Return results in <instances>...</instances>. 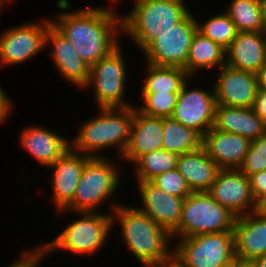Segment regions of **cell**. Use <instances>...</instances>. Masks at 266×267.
Segmentation results:
<instances>
[{
  "label": "cell",
  "mask_w": 266,
  "mask_h": 267,
  "mask_svg": "<svg viewBox=\"0 0 266 267\" xmlns=\"http://www.w3.org/2000/svg\"><path fill=\"white\" fill-rule=\"evenodd\" d=\"M251 140L213 127L204 134L202 147L220 169H238L243 163Z\"/></svg>",
  "instance_id": "cell-19"
},
{
  "label": "cell",
  "mask_w": 266,
  "mask_h": 267,
  "mask_svg": "<svg viewBox=\"0 0 266 267\" xmlns=\"http://www.w3.org/2000/svg\"><path fill=\"white\" fill-rule=\"evenodd\" d=\"M177 169L192 192L208 191L220 170L203 147L180 154Z\"/></svg>",
  "instance_id": "cell-24"
},
{
  "label": "cell",
  "mask_w": 266,
  "mask_h": 267,
  "mask_svg": "<svg viewBox=\"0 0 266 267\" xmlns=\"http://www.w3.org/2000/svg\"><path fill=\"white\" fill-rule=\"evenodd\" d=\"M264 10H265V17H266V0H263Z\"/></svg>",
  "instance_id": "cell-44"
},
{
  "label": "cell",
  "mask_w": 266,
  "mask_h": 267,
  "mask_svg": "<svg viewBox=\"0 0 266 267\" xmlns=\"http://www.w3.org/2000/svg\"><path fill=\"white\" fill-rule=\"evenodd\" d=\"M164 267H178L177 265H175L174 263H170V264H167L166 266Z\"/></svg>",
  "instance_id": "cell-43"
},
{
  "label": "cell",
  "mask_w": 266,
  "mask_h": 267,
  "mask_svg": "<svg viewBox=\"0 0 266 267\" xmlns=\"http://www.w3.org/2000/svg\"><path fill=\"white\" fill-rule=\"evenodd\" d=\"M69 1H56L57 7L63 12L55 14V19L50 18L51 24L91 67L120 44L121 15L107 6L70 11L72 3Z\"/></svg>",
  "instance_id": "cell-1"
},
{
  "label": "cell",
  "mask_w": 266,
  "mask_h": 267,
  "mask_svg": "<svg viewBox=\"0 0 266 267\" xmlns=\"http://www.w3.org/2000/svg\"><path fill=\"white\" fill-rule=\"evenodd\" d=\"M191 79L183 84L171 117L203 137L214 124L217 105L215 93L212 88L209 91L201 87L190 88L188 82Z\"/></svg>",
  "instance_id": "cell-12"
},
{
  "label": "cell",
  "mask_w": 266,
  "mask_h": 267,
  "mask_svg": "<svg viewBox=\"0 0 266 267\" xmlns=\"http://www.w3.org/2000/svg\"><path fill=\"white\" fill-rule=\"evenodd\" d=\"M120 44L90 67L85 88L93 87L97 107H131L125 100L127 65Z\"/></svg>",
  "instance_id": "cell-9"
},
{
  "label": "cell",
  "mask_w": 266,
  "mask_h": 267,
  "mask_svg": "<svg viewBox=\"0 0 266 267\" xmlns=\"http://www.w3.org/2000/svg\"><path fill=\"white\" fill-rule=\"evenodd\" d=\"M233 232L237 258L253 260L266 254V216L258 210L236 217Z\"/></svg>",
  "instance_id": "cell-22"
},
{
  "label": "cell",
  "mask_w": 266,
  "mask_h": 267,
  "mask_svg": "<svg viewBox=\"0 0 266 267\" xmlns=\"http://www.w3.org/2000/svg\"><path fill=\"white\" fill-rule=\"evenodd\" d=\"M163 135V118L144 115L135 105L130 140L121 158L133 164L140 156L161 149Z\"/></svg>",
  "instance_id": "cell-20"
},
{
  "label": "cell",
  "mask_w": 266,
  "mask_h": 267,
  "mask_svg": "<svg viewBox=\"0 0 266 267\" xmlns=\"http://www.w3.org/2000/svg\"><path fill=\"white\" fill-rule=\"evenodd\" d=\"M89 158L69 148L56 162L46 167L53 169L49 180L56 212L64 210L73 201L82 170Z\"/></svg>",
  "instance_id": "cell-15"
},
{
  "label": "cell",
  "mask_w": 266,
  "mask_h": 267,
  "mask_svg": "<svg viewBox=\"0 0 266 267\" xmlns=\"http://www.w3.org/2000/svg\"><path fill=\"white\" fill-rule=\"evenodd\" d=\"M19 146L41 166L56 162L70 148V140L44 126H25L19 135Z\"/></svg>",
  "instance_id": "cell-18"
},
{
  "label": "cell",
  "mask_w": 266,
  "mask_h": 267,
  "mask_svg": "<svg viewBox=\"0 0 266 267\" xmlns=\"http://www.w3.org/2000/svg\"><path fill=\"white\" fill-rule=\"evenodd\" d=\"M49 18L6 28L0 35V66L25 63L46 48Z\"/></svg>",
  "instance_id": "cell-11"
},
{
  "label": "cell",
  "mask_w": 266,
  "mask_h": 267,
  "mask_svg": "<svg viewBox=\"0 0 266 267\" xmlns=\"http://www.w3.org/2000/svg\"><path fill=\"white\" fill-rule=\"evenodd\" d=\"M253 197L257 203L266 197V170L249 176Z\"/></svg>",
  "instance_id": "cell-35"
},
{
  "label": "cell",
  "mask_w": 266,
  "mask_h": 267,
  "mask_svg": "<svg viewBox=\"0 0 266 267\" xmlns=\"http://www.w3.org/2000/svg\"><path fill=\"white\" fill-rule=\"evenodd\" d=\"M255 267H266V254L253 259Z\"/></svg>",
  "instance_id": "cell-40"
},
{
  "label": "cell",
  "mask_w": 266,
  "mask_h": 267,
  "mask_svg": "<svg viewBox=\"0 0 266 267\" xmlns=\"http://www.w3.org/2000/svg\"><path fill=\"white\" fill-rule=\"evenodd\" d=\"M109 157H90L86 161L73 201L64 210L58 211L57 215L69 211L96 212L103 202L114 196L121 186V171L114 159Z\"/></svg>",
  "instance_id": "cell-6"
},
{
  "label": "cell",
  "mask_w": 266,
  "mask_h": 267,
  "mask_svg": "<svg viewBox=\"0 0 266 267\" xmlns=\"http://www.w3.org/2000/svg\"><path fill=\"white\" fill-rule=\"evenodd\" d=\"M12 2L11 0H0V15H1V11H2V8L7 4V3H10Z\"/></svg>",
  "instance_id": "cell-42"
},
{
  "label": "cell",
  "mask_w": 266,
  "mask_h": 267,
  "mask_svg": "<svg viewBox=\"0 0 266 267\" xmlns=\"http://www.w3.org/2000/svg\"><path fill=\"white\" fill-rule=\"evenodd\" d=\"M236 216L207 191L191 192L184 200L179 226L171 233L182 239L208 233L233 231Z\"/></svg>",
  "instance_id": "cell-7"
},
{
  "label": "cell",
  "mask_w": 266,
  "mask_h": 267,
  "mask_svg": "<svg viewBox=\"0 0 266 267\" xmlns=\"http://www.w3.org/2000/svg\"><path fill=\"white\" fill-rule=\"evenodd\" d=\"M222 267H232V263H230V264H227V265H225V266H222Z\"/></svg>",
  "instance_id": "cell-46"
},
{
  "label": "cell",
  "mask_w": 266,
  "mask_h": 267,
  "mask_svg": "<svg viewBox=\"0 0 266 267\" xmlns=\"http://www.w3.org/2000/svg\"><path fill=\"white\" fill-rule=\"evenodd\" d=\"M238 169L247 177L266 170V134L251 141L249 151Z\"/></svg>",
  "instance_id": "cell-32"
},
{
  "label": "cell",
  "mask_w": 266,
  "mask_h": 267,
  "mask_svg": "<svg viewBox=\"0 0 266 267\" xmlns=\"http://www.w3.org/2000/svg\"><path fill=\"white\" fill-rule=\"evenodd\" d=\"M178 156L163 148L140 156L133 163L137 182L151 181L159 174L176 169Z\"/></svg>",
  "instance_id": "cell-29"
},
{
  "label": "cell",
  "mask_w": 266,
  "mask_h": 267,
  "mask_svg": "<svg viewBox=\"0 0 266 267\" xmlns=\"http://www.w3.org/2000/svg\"><path fill=\"white\" fill-rule=\"evenodd\" d=\"M151 182L163 191L183 199L192 192L177 168L157 175Z\"/></svg>",
  "instance_id": "cell-33"
},
{
  "label": "cell",
  "mask_w": 266,
  "mask_h": 267,
  "mask_svg": "<svg viewBox=\"0 0 266 267\" xmlns=\"http://www.w3.org/2000/svg\"><path fill=\"white\" fill-rule=\"evenodd\" d=\"M225 64L257 74L266 64V33L237 32L226 49Z\"/></svg>",
  "instance_id": "cell-21"
},
{
  "label": "cell",
  "mask_w": 266,
  "mask_h": 267,
  "mask_svg": "<svg viewBox=\"0 0 266 267\" xmlns=\"http://www.w3.org/2000/svg\"><path fill=\"white\" fill-rule=\"evenodd\" d=\"M147 74L140 93H179L189 80L188 73L179 67L156 66L146 62Z\"/></svg>",
  "instance_id": "cell-26"
},
{
  "label": "cell",
  "mask_w": 266,
  "mask_h": 267,
  "mask_svg": "<svg viewBox=\"0 0 266 267\" xmlns=\"http://www.w3.org/2000/svg\"><path fill=\"white\" fill-rule=\"evenodd\" d=\"M137 184L142 206L136 208L172 233L179 226L185 199L163 191L151 181L137 182Z\"/></svg>",
  "instance_id": "cell-16"
},
{
  "label": "cell",
  "mask_w": 266,
  "mask_h": 267,
  "mask_svg": "<svg viewBox=\"0 0 266 267\" xmlns=\"http://www.w3.org/2000/svg\"><path fill=\"white\" fill-rule=\"evenodd\" d=\"M197 23L199 32L224 49L230 46L238 32L235 23L225 11L209 17L205 22L200 23L197 19Z\"/></svg>",
  "instance_id": "cell-30"
},
{
  "label": "cell",
  "mask_w": 266,
  "mask_h": 267,
  "mask_svg": "<svg viewBox=\"0 0 266 267\" xmlns=\"http://www.w3.org/2000/svg\"><path fill=\"white\" fill-rule=\"evenodd\" d=\"M134 106L99 107L97 116L81 123L77 135L70 139V148L90 157H105L103 150L116 147L121 159L130 140Z\"/></svg>",
  "instance_id": "cell-3"
},
{
  "label": "cell",
  "mask_w": 266,
  "mask_h": 267,
  "mask_svg": "<svg viewBox=\"0 0 266 267\" xmlns=\"http://www.w3.org/2000/svg\"><path fill=\"white\" fill-rule=\"evenodd\" d=\"M232 267H255V264L253 260L240 259L236 257L232 262Z\"/></svg>",
  "instance_id": "cell-38"
},
{
  "label": "cell",
  "mask_w": 266,
  "mask_h": 267,
  "mask_svg": "<svg viewBox=\"0 0 266 267\" xmlns=\"http://www.w3.org/2000/svg\"><path fill=\"white\" fill-rule=\"evenodd\" d=\"M112 228L121 227L127 249L144 267H164L173 263L171 233L135 206L119 204L111 213ZM171 247V248H170Z\"/></svg>",
  "instance_id": "cell-2"
},
{
  "label": "cell",
  "mask_w": 266,
  "mask_h": 267,
  "mask_svg": "<svg viewBox=\"0 0 266 267\" xmlns=\"http://www.w3.org/2000/svg\"><path fill=\"white\" fill-rule=\"evenodd\" d=\"M173 263L178 267H222L235 256L233 231L208 233L175 239Z\"/></svg>",
  "instance_id": "cell-8"
},
{
  "label": "cell",
  "mask_w": 266,
  "mask_h": 267,
  "mask_svg": "<svg viewBox=\"0 0 266 267\" xmlns=\"http://www.w3.org/2000/svg\"><path fill=\"white\" fill-rule=\"evenodd\" d=\"M213 81L216 104L252 108L257 89V74L223 65Z\"/></svg>",
  "instance_id": "cell-14"
},
{
  "label": "cell",
  "mask_w": 266,
  "mask_h": 267,
  "mask_svg": "<svg viewBox=\"0 0 266 267\" xmlns=\"http://www.w3.org/2000/svg\"><path fill=\"white\" fill-rule=\"evenodd\" d=\"M143 102L136 108L147 116L167 118L173 115L179 93H140Z\"/></svg>",
  "instance_id": "cell-31"
},
{
  "label": "cell",
  "mask_w": 266,
  "mask_h": 267,
  "mask_svg": "<svg viewBox=\"0 0 266 267\" xmlns=\"http://www.w3.org/2000/svg\"><path fill=\"white\" fill-rule=\"evenodd\" d=\"M258 88L266 89V64L257 73Z\"/></svg>",
  "instance_id": "cell-39"
},
{
  "label": "cell",
  "mask_w": 266,
  "mask_h": 267,
  "mask_svg": "<svg viewBox=\"0 0 266 267\" xmlns=\"http://www.w3.org/2000/svg\"><path fill=\"white\" fill-rule=\"evenodd\" d=\"M257 210L264 216H266V197L258 203Z\"/></svg>",
  "instance_id": "cell-41"
},
{
  "label": "cell",
  "mask_w": 266,
  "mask_h": 267,
  "mask_svg": "<svg viewBox=\"0 0 266 267\" xmlns=\"http://www.w3.org/2000/svg\"><path fill=\"white\" fill-rule=\"evenodd\" d=\"M207 192L236 217L258 208L252 194L250 178L239 169H220Z\"/></svg>",
  "instance_id": "cell-13"
},
{
  "label": "cell",
  "mask_w": 266,
  "mask_h": 267,
  "mask_svg": "<svg viewBox=\"0 0 266 267\" xmlns=\"http://www.w3.org/2000/svg\"><path fill=\"white\" fill-rule=\"evenodd\" d=\"M224 11L235 23L238 32H265L263 0H231Z\"/></svg>",
  "instance_id": "cell-27"
},
{
  "label": "cell",
  "mask_w": 266,
  "mask_h": 267,
  "mask_svg": "<svg viewBox=\"0 0 266 267\" xmlns=\"http://www.w3.org/2000/svg\"><path fill=\"white\" fill-rule=\"evenodd\" d=\"M33 249L31 250L28 249L26 251L24 250L18 259H16L14 262L7 265L6 267H38L40 266V263L43 262L44 257L46 258L47 256L45 255L44 250L40 244H38V247L35 246Z\"/></svg>",
  "instance_id": "cell-34"
},
{
  "label": "cell",
  "mask_w": 266,
  "mask_h": 267,
  "mask_svg": "<svg viewBox=\"0 0 266 267\" xmlns=\"http://www.w3.org/2000/svg\"><path fill=\"white\" fill-rule=\"evenodd\" d=\"M225 63L226 49L197 31L187 56L186 72L188 75L194 77L200 74L199 70H208L213 67L218 70Z\"/></svg>",
  "instance_id": "cell-25"
},
{
  "label": "cell",
  "mask_w": 266,
  "mask_h": 267,
  "mask_svg": "<svg viewBox=\"0 0 266 267\" xmlns=\"http://www.w3.org/2000/svg\"><path fill=\"white\" fill-rule=\"evenodd\" d=\"M14 102L7 96L4 89L0 86V125L5 123L12 114V109L14 110Z\"/></svg>",
  "instance_id": "cell-37"
},
{
  "label": "cell",
  "mask_w": 266,
  "mask_h": 267,
  "mask_svg": "<svg viewBox=\"0 0 266 267\" xmlns=\"http://www.w3.org/2000/svg\"><path fill=\"white\" fill-rule=\"evenodd\" d=\"M252 109L254 113L266 124V89H257Z\"/></svg>",
  "instance_id": "cell-36"
},
{
  "label": "cell",
  "mask_w": 266,
  "mask_h": 267,
  "mask_svg": "<svg viewBox=\"0 0 266 267\" xmlns=\"http://www.w3.org/2000/svg\"><path fill=\"white\" fill-rule=\"evenodd\" d=\"M109 1H112L111 2V4L114 2V4L116 3V2H119V1H122V0H109Z\"/></svg>",
  "instance_id": "cell-45"
},
{
  "label": "cell",
  "mask_w": 266,
  "mask_h": 267,
  "mask_svg": "<svg viewBox=\"0 0 266 267\" xmlns=\"http://www.w3.org/2000/svg\"><path fill=\"white\" fill-rule=\"evenodd\" d=\"M197 31V18L190 12L173 28L160 33L142 51L144 59L156 66L179 67L186 71L189 48Z\"/></svg>",
  "instance_id": "cell-10"
},
{
  "label": "cell",
  "mask_w": 266,
  "mask_h": 267,
  "mask_svg": "<svg viewBox=\"0 0 266 267\" xmlns=\"http://www.w3.org/2000/svg\"><path fill=\"white\" fill-rule=\"evenodd\" d=\"M162 148L178 155L196 151L202 147L203 137L172 117L163 118Z\"/></svg>",
  "instance_id": "cell-28"
},
{
  "label": "cell",
  "mask_w": 266,
  "mask_h": 267,
  "mask_svg": "<svg viewBox=\"0 0 266 267\" xmlns=\"http://www.w3.org/2000/svg\"><path fill=\"white\" fill-rule=\"evenodd\" d=\"M129 13H121L122 34L143 51L160 33L173 28L191 11L184 0H133Z\"/></svg>",
  "instance_id": "cell-4"
},
{
  "label": "cell",
  "mask_w": 266,
  "mask_h": 267,
  "mask_svg": "<svg viewBox=\"0 0 266 267\" xmlns=\"http://www.w3.org/2000/svg\"><path fill=\"white\" fill-rule=\"evenodd\" d=\"M120 203L113 202L110 204L109 213L100 212H75L79 219L63 228L58 236L54 237L48 243L40 244L45 255L49 256L52 251L67 250L73 254H83L92 256L104 246L105 242L111 235L112 218L111 213ZM111 230V231H110Z\"/></svg>",
  "instance_id": "cell-5"
},
{
  "label": "cell",
  "mask_w": 266,
  "mask_h": 267,
  "mask_svg": "<svg viewBox=\"0 0 266 267\" xmlns=\"http://www.w3.org/2000/svg\"><path fill=\"white\" fill-rule=\"evenodd\" d=\"M59 74L75 87L85 88L90 78V66L82 60L69 40L52 24L46 30V47ZM52 45V46H51Z\"/></svg>",
  "instance_id": "cell-17"
},
{
  "label": "cell",
  "mask_w": 266,
  "mask_h": 267,
  "mask_svg": "<svg viewBox=\"0 0 266 267\" xmlns=\"http://www.w3.org/2000/svg\"><path fill=\"white\" fill-rule=\"evenodd\" d=\"M213 128L241 135L251 141L266 134V124L252 108L216 105Z\"/></svg>",
  "instance_id": "cell-23"
}]
</instances>
